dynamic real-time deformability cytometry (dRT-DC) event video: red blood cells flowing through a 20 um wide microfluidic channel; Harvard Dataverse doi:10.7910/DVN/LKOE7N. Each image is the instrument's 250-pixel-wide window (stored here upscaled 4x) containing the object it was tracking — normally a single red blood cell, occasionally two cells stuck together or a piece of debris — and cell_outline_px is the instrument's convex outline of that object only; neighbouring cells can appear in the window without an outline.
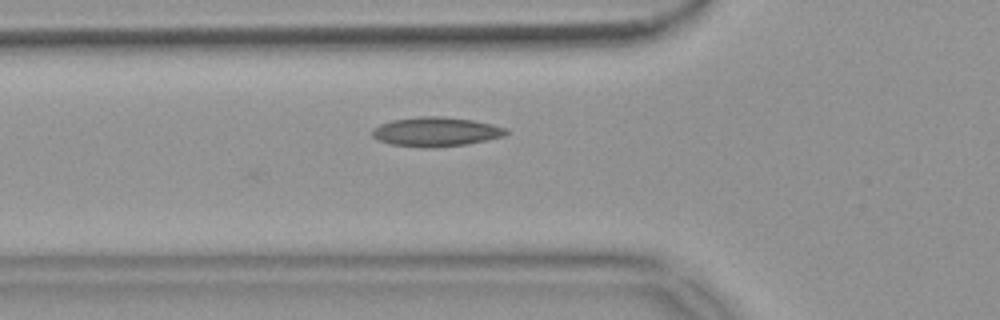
{"species": "common noctule bat (a hibernating species)", "species_latin": "Nyctalus noctula", "temperature_condition": "warm", "stored_images_in_passage": 9, "camera_frame_rate_fps": 3000, "um_per_image_px": 0.085, "animal": {"sex": "female", "body_mass_g": 18.4}, "frame": {"image": 1, "passage_image": 9, "time_ms": 2.667, "image_size_px": [1000, 320], "cell_outline_px": [[508, 132], [504, 136], [468, 144], [436, 148], [428, 148], [392, 144], [380, 140], [372, 136], [372, 128], [380, 124], [392, 120], [420, 116], [444, 116], [472, 120], [492, 124], [508, 128]], "centroid_in_image_um": [37.08, 11.2], "position_along_channel_um": 88.7, "area_um2": 22.95}}